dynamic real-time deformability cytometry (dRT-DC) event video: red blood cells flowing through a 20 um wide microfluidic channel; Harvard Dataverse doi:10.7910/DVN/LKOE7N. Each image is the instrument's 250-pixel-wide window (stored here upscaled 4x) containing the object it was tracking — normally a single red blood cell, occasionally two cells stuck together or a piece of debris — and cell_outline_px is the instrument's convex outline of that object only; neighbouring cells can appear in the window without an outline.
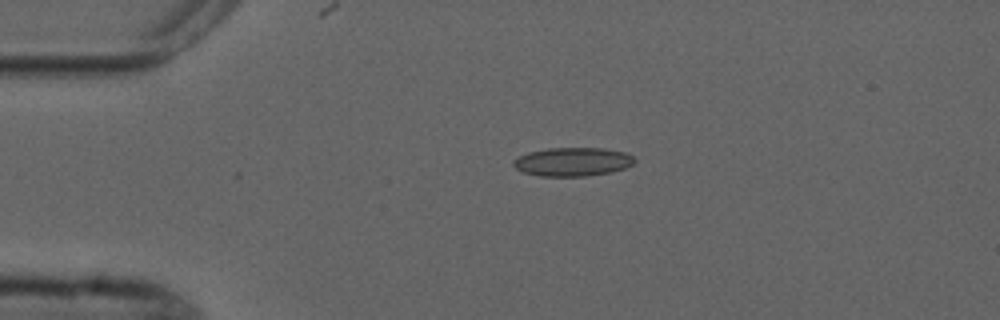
{"species": "common noctule bat (a hibernating species)", "species_latin": "Nyctalus noctula", "temperature_condition": "cold", "stored_images_in_passage": 4, "camera_frame_rate_fps": 3000, "um_per_image_px": 0.085, "animal": {"sex": "male", "forearm_length_mm": 52.5}, "frame": {"image": 1, "passage_image": 1, "time_ms": 0.0, "image_size_px": [1000, 320], "cell_outline_px": [[636, 160], [632, 164], [624, 168], [612, 172], [584, 176], [540, 176], [524, 172], [516, 168], [512, 164], [512, 160], [528, 152], [548, 148], [604, 148], [624, 152], [632, 156]], "centroid_in_image_um": [48.66, 13.75], "position_along_channel_um": 36.3, "area_um2": 20.17}}
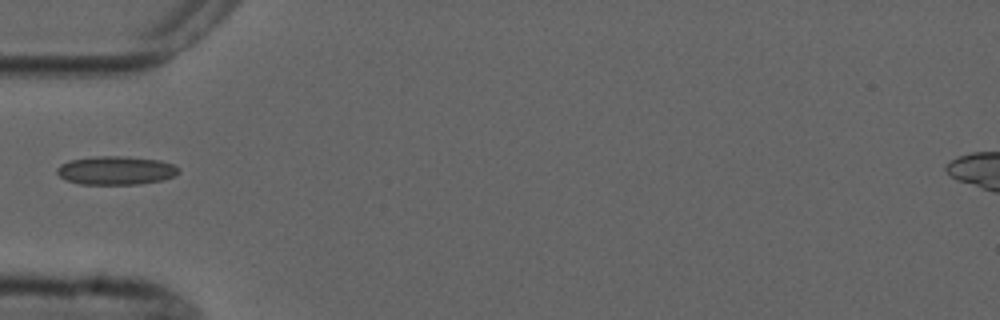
{"frame": {"image": 2, "passage_image": 2, "time_ms": 2.0, "image_size_px": [1000, 320], "cell_outline_px": [[180, 172], [176, 176], [164, 180], [140, 184], [80, 184], [64, 180], [56, 172], [56, 168], [60, 164], [68, 160], [96, 156], [120, 156], [160, 160], [172, 164], [180, 168]], "centroid_in_image_um": [9.85, 14.49], "position_along_channel_um": 75.1, "area_um2": 20.52}}